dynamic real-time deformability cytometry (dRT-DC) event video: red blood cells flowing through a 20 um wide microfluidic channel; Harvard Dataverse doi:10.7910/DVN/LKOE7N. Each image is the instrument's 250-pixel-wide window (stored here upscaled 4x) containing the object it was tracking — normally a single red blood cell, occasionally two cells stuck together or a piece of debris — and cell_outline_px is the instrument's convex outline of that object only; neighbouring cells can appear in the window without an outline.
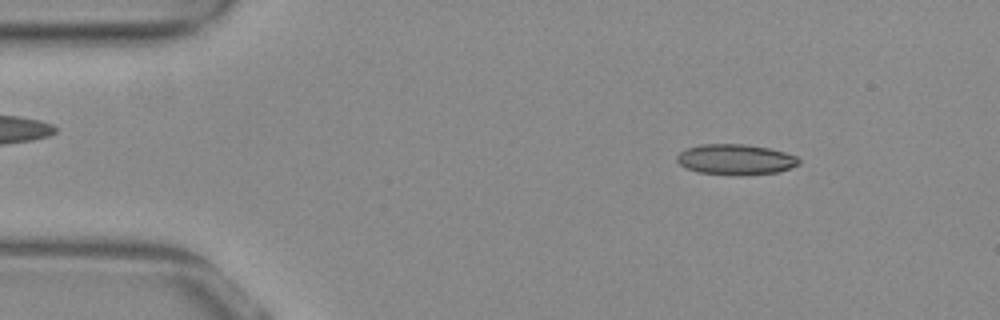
{"species": "common noctule bat (a hibernating species)", "species_latin": "Nyctalus noctula", "temperature_condition": "warm", "stored_images_in_passage": 35, "camera_frame_rate_fps": 3000, "um_per_image_px": 0.085, "animal": {"sex": "female", "body_mass_g": 29.2, "forearm_length_mm": 56.3}, "frame": {"image": 1, "passage_image": 6, "time_ms": 1.667, "image_size_px": [1000, 320], "cell_outline_px": [[800, 164], [780, 172], [700, 172], [684, 168], [676, 160], [676, 156], [680, 152], [688, 148], [704, 144], [744, 144], [768, 148], [784, 152], [796, 156], [800, 160]], "centroid_in_image_um": [62.52, 13.5], "position_along_channel_um": 22.5, "area_um2": 20.63}}
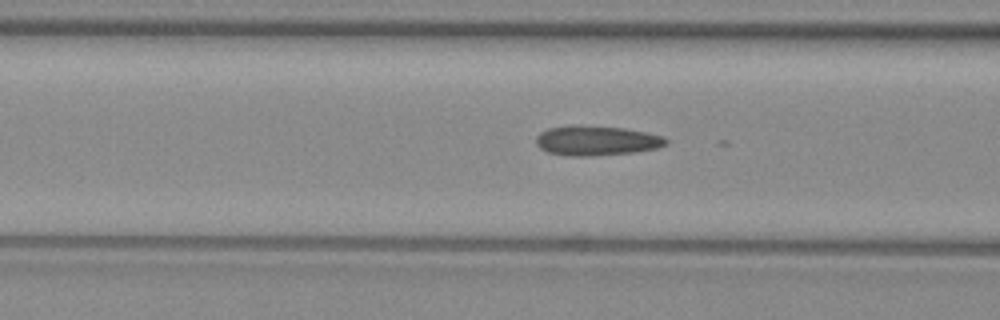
{"frame": {"image": 2, "passage_image": 19, "time_ms": 6.0, "image_size_px": [1000, 320], "cell_outline_px": [[668, 144], [656, 148], [636, 152], [592, 156], [568, 156], [548, 152], [540, 148], [536, 144], [536, 136], [540, 132], [548, 128], [572, 124], [580, 124], [624, 128], [648, 132], [664, 136], [668, 140]], "centroid_in_image_um": [50.7, 11.94], "position_along_channel_um": 115.9, "area_um2": 23.0}}
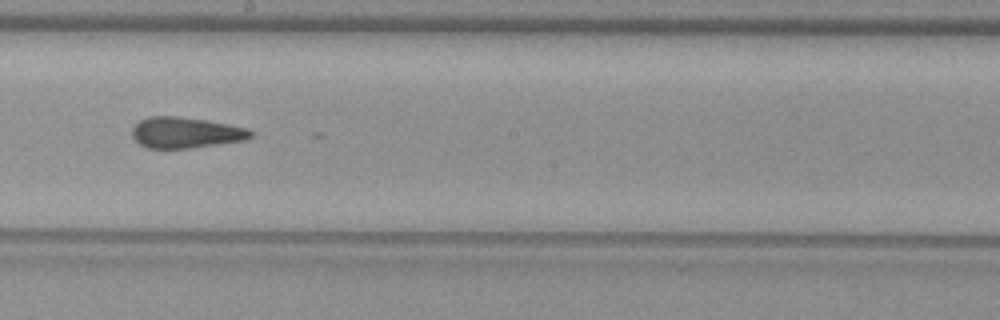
{"frame": {"image": 3, "passage_image": 28, "time_ms": 9.0, "image_size_px": [1000, 320], "cell_outline_px": [[252, 136], [244, 140], [192, 148], [148, 148], [140, 144], [132, 136], [132, 128], [140, 120], [148, 116], [176, 116], [204, 120], [228, 124], [248, 128], [252, 132]], "centroid_in_image_um": [15.76, 11.27], "position_along_channel_um": 232.4, "area_um2": 21.21}}